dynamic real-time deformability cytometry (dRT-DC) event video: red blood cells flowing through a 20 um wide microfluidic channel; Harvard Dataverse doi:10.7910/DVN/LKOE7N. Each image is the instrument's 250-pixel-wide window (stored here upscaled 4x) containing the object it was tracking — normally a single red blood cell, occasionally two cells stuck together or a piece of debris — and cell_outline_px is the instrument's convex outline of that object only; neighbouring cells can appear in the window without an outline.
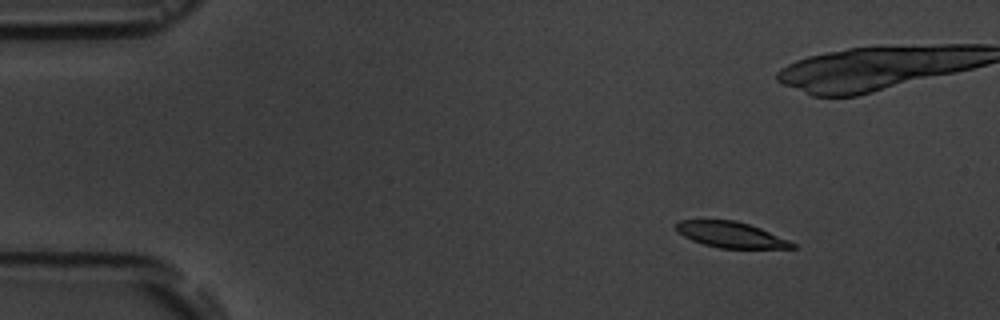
{"species": "common noctule bat (a hibernating species)", "species_latin": "Nyctalus noctula", "temperature_condition": "room temperature", "stored_images_in_passage": 18, "camera_frame_rate_fps": 3000, "um_per_image_px": 0.085, "animal": {"sex": "male", "body_mass_g": 19.5, "forearm_length_mm": 54.6}, "frame": {"image": 1, "passage_image": 3, "time_ms": 2.333, "image_size_px": [1000, 320], "cell_outline_px": [[796, 248], [720, 248], [704, 244], [692, 240], [684, 236], [672, 228], [680, 220], [736, 220], [760, 228], [788, 240], [796, 244]], "centroid_in_image_um": [62.09, 19.94], "position_along_channel_um": 22.9, "area_um2": 17.34}, "authors_computed_cell_mechanics": {"area_um2": 19.0451, "velocity_mm_per_s": 3.5978, "shape_relaxation_time_tau1_ms": 9.5401, "shape_relaxation_time_tau2_ms": null, "deformation_change_tau1": 0.1851, "deformation_change_tau2": null}}